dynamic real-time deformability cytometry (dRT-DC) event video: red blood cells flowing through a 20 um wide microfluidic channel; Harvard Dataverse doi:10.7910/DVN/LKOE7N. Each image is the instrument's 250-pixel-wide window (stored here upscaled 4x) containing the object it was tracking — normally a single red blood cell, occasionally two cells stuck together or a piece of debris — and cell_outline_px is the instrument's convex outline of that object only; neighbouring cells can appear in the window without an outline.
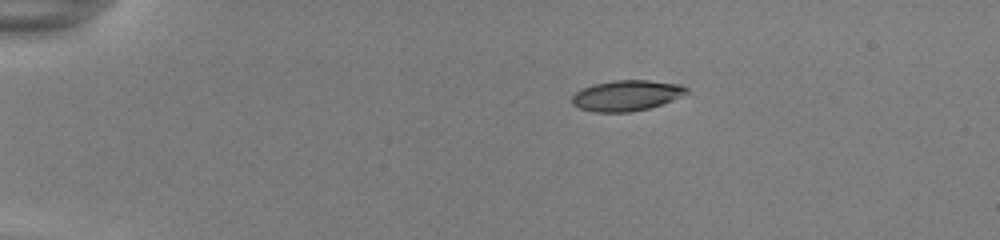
{"species": "common noctule bat (a hibernating species)", "species_latin": "Nyctalus noctula", "temperature_condition": "room temperature", "stored_images_in_passage": 43, "camera_frame_rate_fps": 3000, "um_per_image_px": 0.085, "animal": {"sex": "female", "body_mass_g": 22.0, "forearm_length_mm": 56.7}, "frame": {"image": 1, "passage_image": 1, "time_ms": 0.0, "image_size_px": [1000, 240], "cell_outline_px": [[688, 92], [672, 100], [648, 108], [628, 112], [596, 112], [580, 108], [572, 104], [572, 96], [576, 92], [592, 84], [616, 80], [648, 80], [680, 84], [688, 88]], "centroid_in_image_um": [53.25, 8.11], "position_along_channel_um": 31.8, "area_um2": 20.23}}
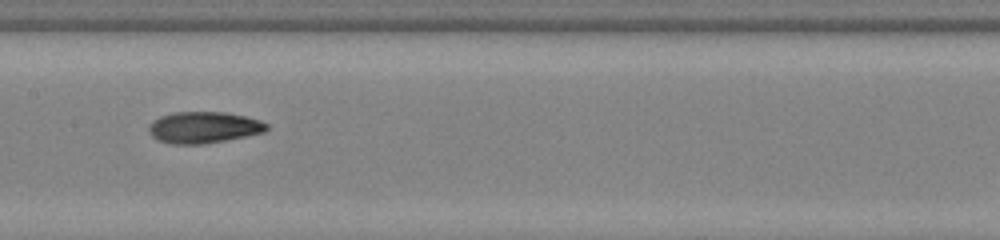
{"frame": {"image": 2, "passage_image": 19, "time_ms": 6.0, "image_size_px": [1000, 240], "cell_outline_px": [[268, 128], [264, 132], [224, 140], [200, 144], [172, 144], [160, 140], [152, 136], [148, 128], [152, 120], [160, 116], [172, 112], [224, 112], [244, 116], [260, 120], [268, 124]], "centroid_in_image_um": [17.29, 10.82], "position_along_channel_um": 190.1, "area_um2": 21.39}}
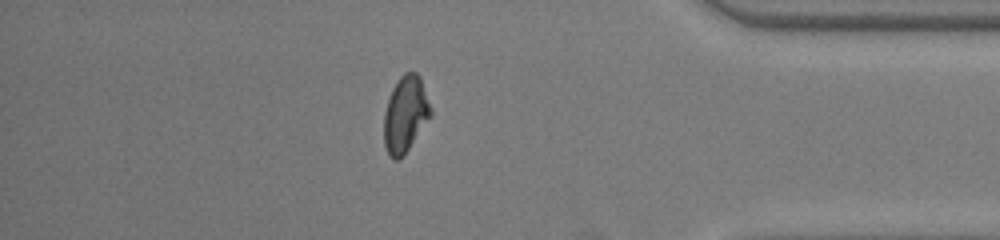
{"frame": {"image": 3, "passage_image": 37, "time_ms": 12.0, "image_size_px": [1000, 240], "cell_outline_px": [[432, 116], [404, 156], [396, 160], [388, 156], [384, 144], [384, 112], [392, 88], [400, 76], [404, 72], [416, 72], [420, 76], [432, 108]], "centroid_in_image_um": [34.47, 9.73], "position_along_channel_um": 400.7, "area_um2": 21.1}, "authors_computed_cell_mechanics": {"area_um2": 20.6924, "velocity_mm_per_s": 3.8957, "shape_relaxation_time_tau1_ms": 10.7615, "shape_relaxation_time_tau2_ms": 2.4186, "deformation_change_tau1": 0.2941, "deformation_change_tau2": 0.0728}}